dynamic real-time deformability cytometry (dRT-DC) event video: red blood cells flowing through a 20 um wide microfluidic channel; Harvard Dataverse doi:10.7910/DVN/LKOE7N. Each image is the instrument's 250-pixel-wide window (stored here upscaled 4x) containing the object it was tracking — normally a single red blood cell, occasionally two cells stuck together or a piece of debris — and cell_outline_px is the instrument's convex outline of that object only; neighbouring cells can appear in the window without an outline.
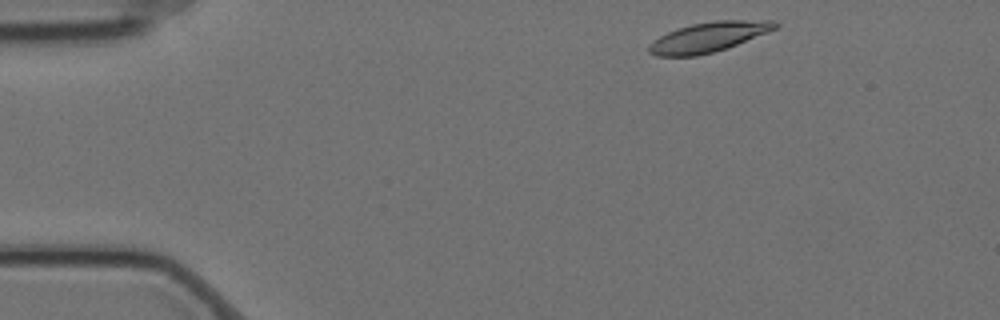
{"species": "Egyptian fruit bat (a non-hibernating species)", "species_latin": "Rousettus aegyptiacus", "temperature_condition": "cold", "stored_images_in_passage": 7, "camera_frame_rate_fps": 3000, "um_per_image_px": 0.085, "animal": {"sex": "female"}, "frame": {"image": 1, "passage_image": 1, "time_ms": 0.0, "image_size_px": [1000, 320], "cell_outline_px": [[780, 24], [776, 28], [768, 32], [736, 44], [712, 52], [696, 56], [656, 56], [648, 52], [648, 44], [652, 40], [668, 32], [692, 24], [716, 20], [776, 20]], "centroid_in_image_um": [60.21, 3.14], "position_along_channel_um": 24.8, "area_um2": 21.79}}
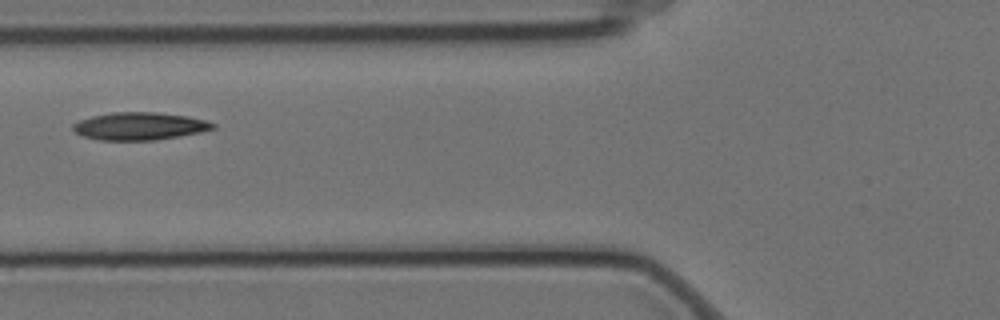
{"frame": {"image": 2, "passage_image": 5, "time_ms": 1.333, "image_size_px": [1000, 320], "cell_outline_px": [[216, 128], [200, 132], [156, 140], [100, 140], [84, 136], [76, 132], [72, 128], [72, 124], [80, 120], [92, 116], [112, 112], [156, 112], [188, 116], [204, 120], [216, 124]], "centroid_in_image_um": [11.87, 10.72], "position_along_channel_um": 113.9, "area_um2": 22.43}}
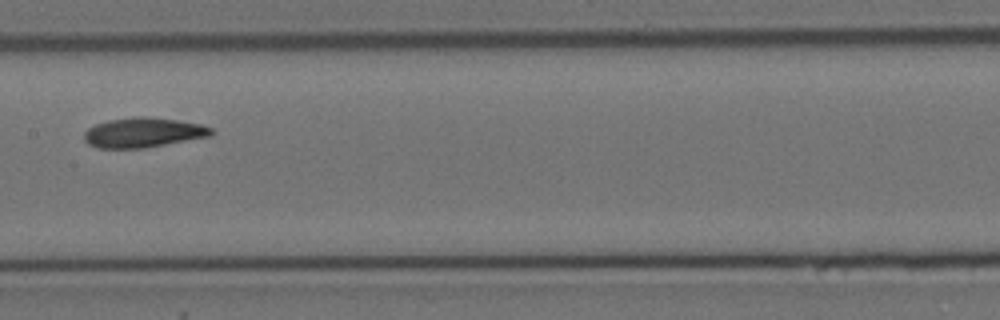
{"frame": {"image": 3, "passage_image": 7, "time_ms": 2.0, "image_size_px": [1000, 320], "cell_outline_px": [[212, 136], [144, 148], [96, 148], [88, 144], [84, 140], [84, 132], [88, 128], [96, 124], [108, 120], [132, 116], [148, 116], [176, 120], [200, 124], [212, 128]], "centroid_in_image_um": [12.15, 11.26], "position_along_channel_um": 195.3, "area_um2": 22.2}}